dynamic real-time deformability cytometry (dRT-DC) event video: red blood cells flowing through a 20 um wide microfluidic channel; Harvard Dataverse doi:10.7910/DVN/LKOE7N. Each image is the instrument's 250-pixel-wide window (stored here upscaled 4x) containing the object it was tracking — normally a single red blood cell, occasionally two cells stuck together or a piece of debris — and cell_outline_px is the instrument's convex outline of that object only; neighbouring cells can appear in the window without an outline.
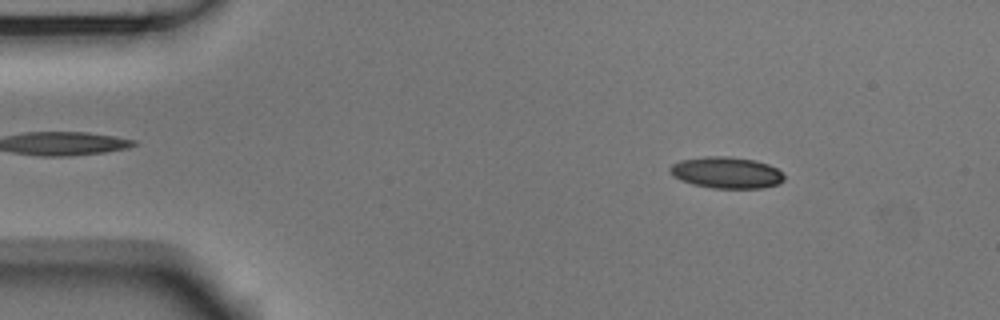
{"species": "Egyptian fruit bat (a non-hibernating species)", "species_latin": "Rousettus aegyptiacus", "temperature_condition": "room temperature", "stored_images_in_passage": 53, "camera_frame_rate_fps": 3000, "um_per_image_px": 0.085, "animal": {"sex": "male"}, "frame": {"image": 1, "passage_image": 7, "time_ms": 2.0, "image_size_px": [1000, 320], "cell_outline_px": [[784, 180], [780, 184], [764, 188], [712, 188], [692, 184], [680, 180], [672, 176], [668, 172], [668, 168], [672, 164], [680, 160], [704, 156], [728, 156], [756, 160], [768, 164], [776, 168], [784, 176]], "centroid_in_image_um": [61.72, 14.67], "position_along_channel_um": 23.3, "area_um2": 21.21}}
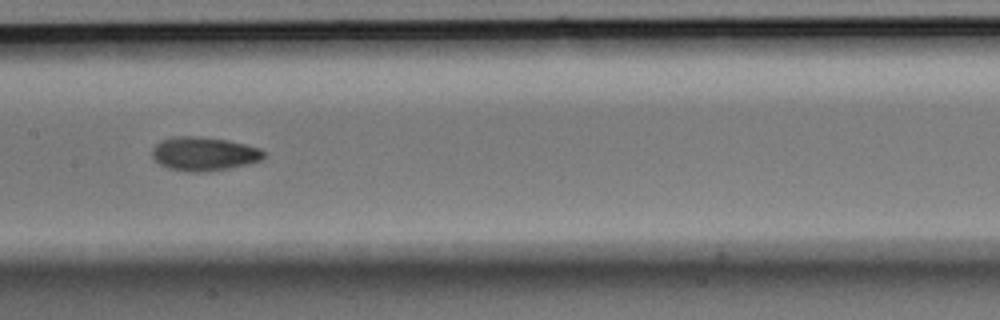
{"frame": {"image": 2, "passage_image": 26, "time_ms": 8.333, "image_size_px": [1000, 320], "cell_outline_px": [[264, 156], [260, 160], [248, 164], [228, 168], [204, 172], [188, 172], [168, 168], [160, 164], [152, 156], [152, 148], [160, 140], [180, 136], [196, 136], [228, 140], [260, 148], [264, 152]], "centroid_in_image_um": [17.32, 13.07], "position_along_channel_um": 190.1, "area_um2": 21.85}}
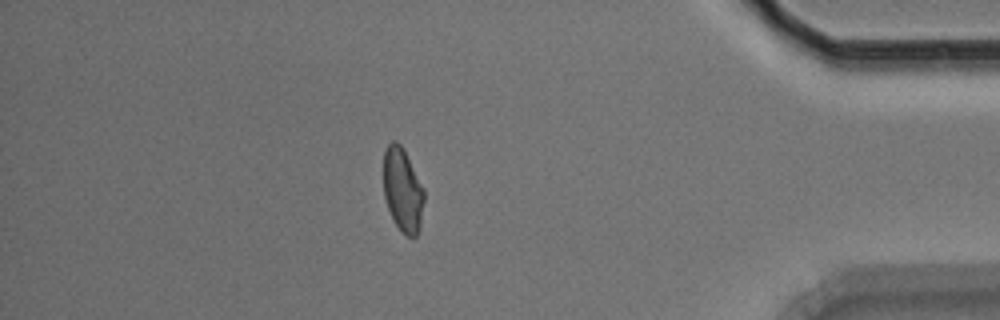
{"frame": {"image": 3, "passage_image": 46, "time_ms": 15.0, "image_size_px": [1000, 320], "cell_outline_px": [[424, 200], [420, 228], [416, 236], [408, 236], [400, 232], [388, 208], [384, 196], [384, 152], [388, 144], [392, 140], [396, 140], [400, 144], [424, 188]], "centroid_in_image_um": [34.23, 16.16], "position_along_channel_um": 401.0, "area_um2": 19.65}, "authors_computed_cell_mechanics": {"area_um2": 20.6924, "velocity_mm_per_s": 3.7527, "shape_relaxation_time_tau1_ms": 5.1494, "shape_relaxation_time_tau2_ms": 3.0389, "deformation_change_tau1": 0.1287, "deformation_change_tau2": 0.0813}}